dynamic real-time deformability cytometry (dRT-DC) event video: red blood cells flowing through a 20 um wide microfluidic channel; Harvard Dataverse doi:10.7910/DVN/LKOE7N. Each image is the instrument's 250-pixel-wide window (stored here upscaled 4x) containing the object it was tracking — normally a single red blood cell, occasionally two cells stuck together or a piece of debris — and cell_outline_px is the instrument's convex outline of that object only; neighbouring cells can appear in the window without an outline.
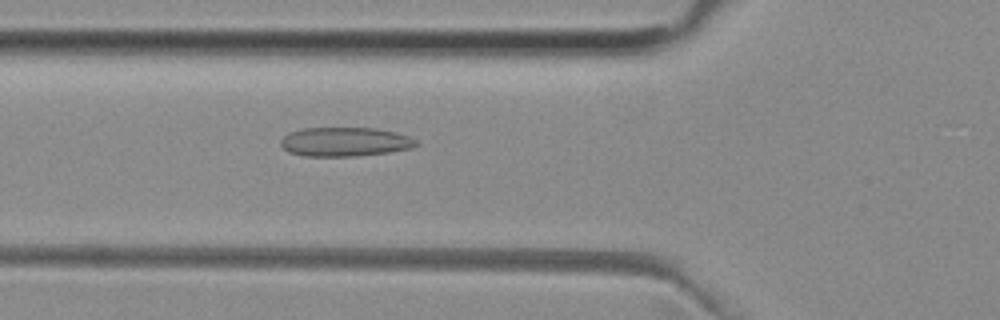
{"species": "common noctule bat (a hibernating species)", "species_latin": "Nyctalus noctula", "temperature_condition": "room temperature", "stored_images_in_passage": 49, "camera_frame_rate_fps": 3000, "um_per_image_px": 0.085, "animal": {"sex": "female", "body_mass_g": 29.2, "forearm_length_mm": 56.3}, "frame": {"image": 1, "passage_image": 16, "time_ms": 5.0, "image_size_px": [1000, 320], "cell_outline_px": [[420, 144], [412, 148], [388, 152], [356, 156], [304, 156], [288, 152], [280, 144], [280, 140], [288, 132], [300, 128], [376, 128], [396, 132], [408, 136], [416, 140]], "centroid_in_image_um": [29.3, 12.05], "position_along_channel_um": 96.5, "area_um2": 23.12}}
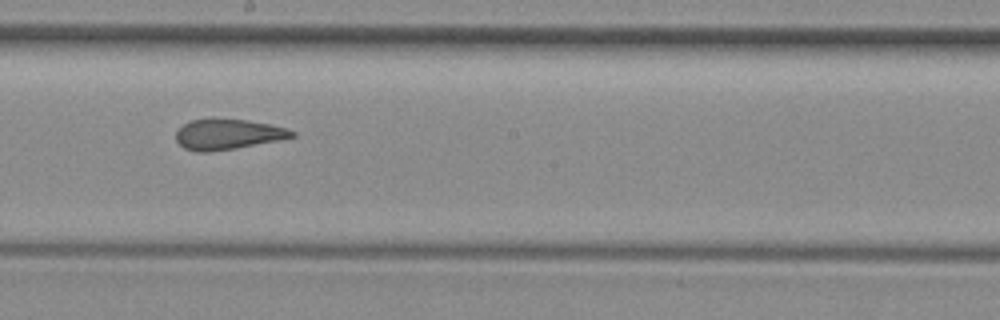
{"frame": {"image": 2, "passage_image": 26, "time_ms": 8.333, "image_size_px": [1000, 320], "cell_outline_px": [[296, 136], [280, 140], [236, 148], [208, 152], [196, 152], [184, 148], [176, 140], [176, 132], [184, 124], [192, 120], [248, 120], [288, 128], [296, 132]], "centroid_in_image_um": [19.4, 11.44], "position_along_channel_um": 228.8, "area_um2": 20.23}}
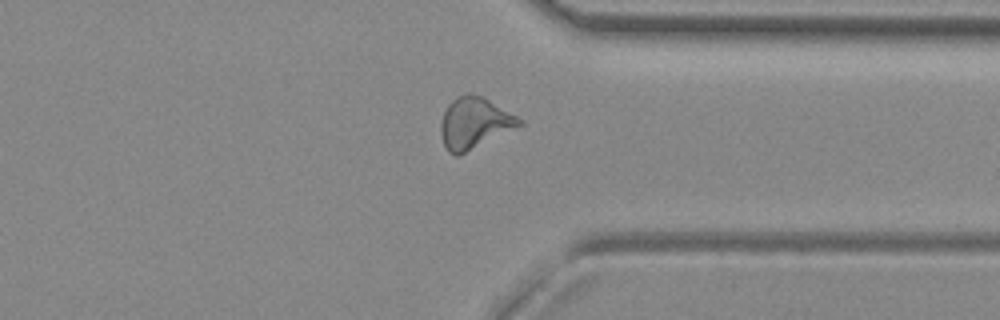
{"frame": {"image": 3, "passage_image": 37, "time_ms": 12.0, "image_size_px": [1000, 320], "cell_outline_px": [[524, 124], [456, 156], [448, 152], [444, 144], [440, 132], [440, 124], [444, 112], [448, 104], [456, 96], [468, 92], [472, 92], [484, 96], [524, 120]], "centroid_in_image_um": [40.32, 10.41], "position_along_channel_um": 371.1, "area_um2": 23.47}, "authors_computed_cell_mechanics": {"area_um2": 22.4264, "velocity_mm_per_s": 3.9602, "shape_relaxation_time_tau1_ms": null, "shape_relaxation_time_tau2_ms": 1.8771, "deformation_change_tau1": null, "deformation_change_tau2": 0.093}}